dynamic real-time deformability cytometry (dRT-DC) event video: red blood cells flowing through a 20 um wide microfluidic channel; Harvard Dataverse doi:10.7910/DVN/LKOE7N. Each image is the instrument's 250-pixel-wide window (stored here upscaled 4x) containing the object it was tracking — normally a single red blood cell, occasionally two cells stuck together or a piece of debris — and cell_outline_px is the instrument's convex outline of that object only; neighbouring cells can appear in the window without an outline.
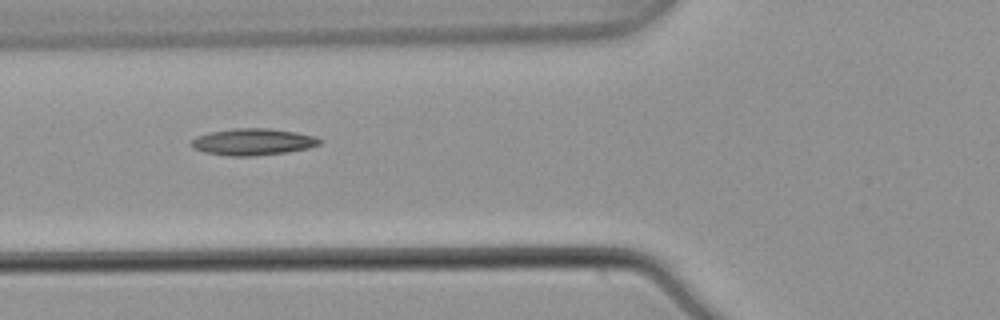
{"species": "common noctule bat (a hibernating species)", "species_latin": "Nyctalus noctula", "temperature_condition": "warm", "stored_images_in_passage": 8, "camera_frame_rate_fps": 3000, "um_per_image_px": 0.085, "animal": {"sex": "male", "body_mass_g": 21.5, "forearm_length_mm": 52.0}, "frame": {"image": 1, "passage_image": 7, "time_ms": 2.0, "image_size_px": [1000, 320], "cell_outline_px": [[324, 140], [320, 144], [308, 148], [284, 152], [256, 156], [228, 156], [204, 152], [188, 144], [196, 136], [212, 132], [232, 128], [268, 128], [296, 132], [316, 136]], "centroid_in_image_um": [21.51, 12.05], "position_along_channel_um": 104.3, "area_um2": 20.0}}
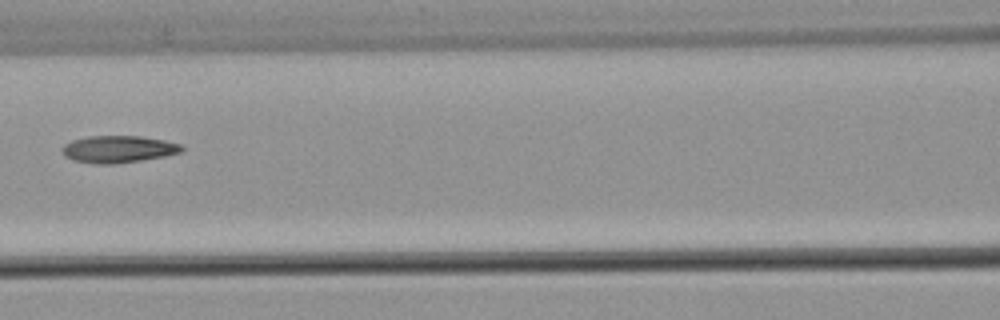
{"frame": {"image": 2, "passage_image": 8, "time_ms": 2.333, "image_size_px": [1000, 320], "cell_outline_px": [[184, 148], [180, 152], [164, 156], [140, 160], [112, 164], [96, 164], [72, 160], [64, 156], [60, 148], [64, 144], [72, 140], [88, 136], [140, 136], [164, 140], [180, 144]], "centroid_in_image_um": [10.0, 12.67], "position_along_channel_um": 156.6, "area_um2": 18.84}}